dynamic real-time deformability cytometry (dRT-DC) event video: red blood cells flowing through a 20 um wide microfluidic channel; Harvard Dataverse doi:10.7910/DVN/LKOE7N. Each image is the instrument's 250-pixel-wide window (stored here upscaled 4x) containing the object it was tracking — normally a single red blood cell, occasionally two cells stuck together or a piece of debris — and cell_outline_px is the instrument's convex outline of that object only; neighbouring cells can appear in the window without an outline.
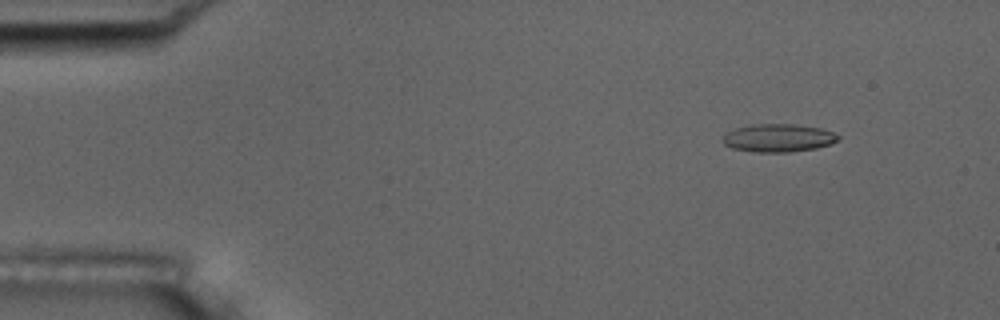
{"species": "common noctule bat (a hibernating species)", "species_latin": "Nyctalus noctula", "temperature_condition": "room temperature", "stored_images_in_passage": 54, "camera_frame_rate_fps": 3000, "um_per_image_px": 0.085, "animal": {"sex": "male", "body_mass_g": 17.5, "forearm_length_mm": 52.3}, "frame": {"image": 1, "passage_image": 6, "time_ms": 1.667, "image_size_px": [1000, 320], "cell_outline_px": [[840, 136], [832, 144], [816, 148], [788, 152], [756, 152], [732, 148], [724, 144], [720, 140], [728, 132], [736, 128], [752, 124], [796, 124], [820, 128], [832, 132]], "centroid_in_image_um": [66.14, 11.72], "position_along_channel_um": 18.9, "area_um2": 18.79}}
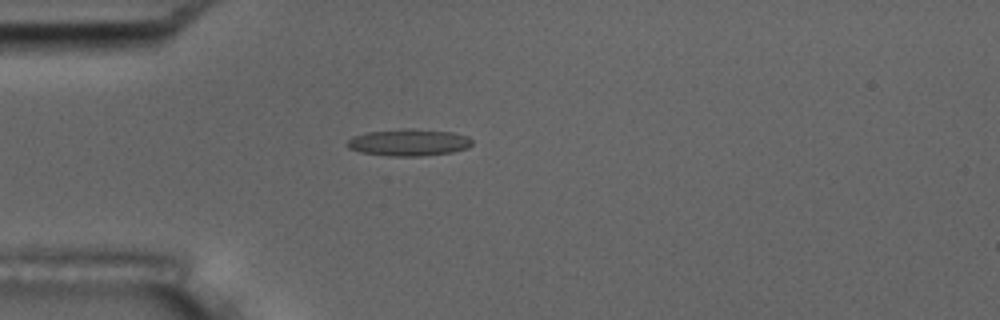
{"frame": {"image": 2, "passage_image": 15, "time_ms": 4.667, "image_size_px": [1000, 320], "cell_outline_px": [[472, 144], [468, 148], [452, 152], [420, 156], [388, 156], [360, 152], [348, 148], [344, 144], [352, 136], [364, 132], [412, 128], [452, 132], [468, 136], [472, 140]], "centroid_in_image_um": [34.71, 12.1], "position_along_channel_um": 50.3, "area_um2": 19.77}}
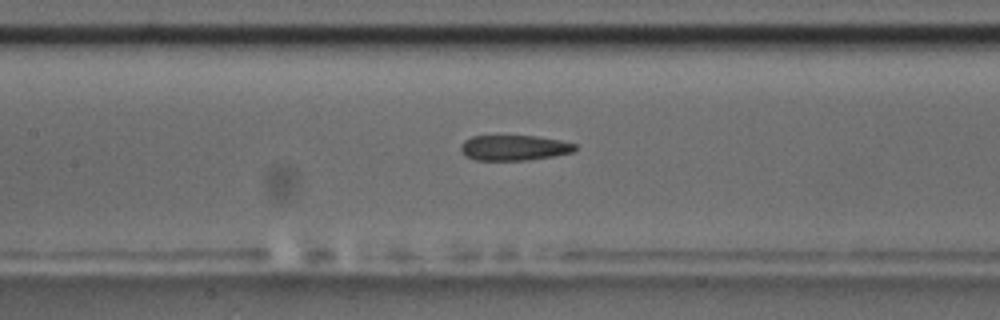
{"frame": {"image": 3, "passage_image": 25, "time_ms": 8.0, "image_size_px": [1000, 320], "cell_outline_px": [[576, 148], [572, 152], [552, 156], [528, 160], [476, 160], [460, 152], [460, 144], [464, 140], [472, 136], [536, 136], [560, 140], [576, 144]], "centroid_in_image_um": [43.67, 12.55], "position_along_channel_um": 163.7, "area_um2": 16.82}, "authors_computed_cell_mechanics": {"area_um2": 18.3804, "velocity_mm_per_s": 3.7292, "shape_relaxation_time_tau1_ms": null, "shape_relaxation_time_tau2_ms": 3.3399, "deformation_change_tau1": null, "deformation_change_tau2": 0.1424}}